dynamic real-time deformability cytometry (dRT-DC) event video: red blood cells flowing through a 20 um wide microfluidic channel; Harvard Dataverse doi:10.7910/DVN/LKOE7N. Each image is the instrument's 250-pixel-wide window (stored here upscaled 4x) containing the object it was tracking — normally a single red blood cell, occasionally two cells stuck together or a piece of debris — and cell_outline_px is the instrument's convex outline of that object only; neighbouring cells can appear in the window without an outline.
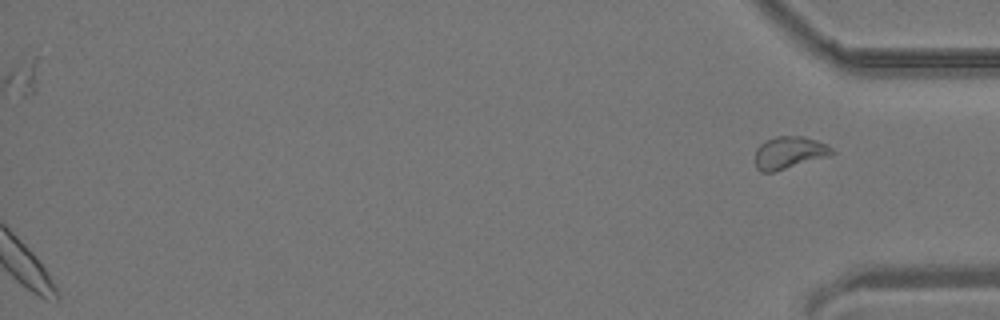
{"species": "common noctule bat (a hibernating species)", "species_latin": "Nyctalus noctula", "temperature_condition": "room temperature", "stored_images_in_passage": 36, "segment_of_instrument_passage": [2, 2], "camera_frame_rate_fps": 3000, "um_per_image_px": 0.085, "animal": {"sex": "male", "body_mass_g": 19.2, "forearm_length_mm": 51.8}, "frame": {"image": 1, "passage_image": 36, "time_ms": 11.667, "image_size_px": [1000, 320], "cell_outline_px": [[832, 152], [824, 156], [772, 172], [760, 172], [756, 168], [756, 148], [760, 144], [776, 136], [804, 136], [816, 140], [832, 148]], "centroid_in_image_um": [67.0, 12.95], "position_along_channel_um": 368.2, "area_um2": 13.81}}